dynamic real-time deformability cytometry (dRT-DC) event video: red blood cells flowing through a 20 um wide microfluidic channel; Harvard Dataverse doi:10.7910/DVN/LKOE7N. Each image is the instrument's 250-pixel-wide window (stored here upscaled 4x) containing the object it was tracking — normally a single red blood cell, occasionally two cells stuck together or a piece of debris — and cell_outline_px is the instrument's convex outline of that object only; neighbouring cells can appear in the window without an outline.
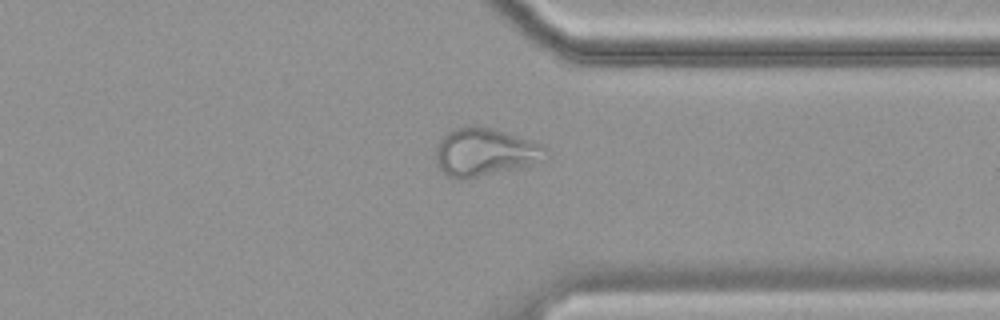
{"species": "common noctule bat (a hibernating species)", "species_latin": "Nyctalus noctula", "temperature_condition": "cold", "stored_images_in_passage": 53, "camera_frame_rate_fps": 3000, "um_per_image_px": 0.085, "animal": {"sex": "female", "body_mass_g": 19.9}, "frame": {"image": 1, "passage_image": 40, "time_ms": 13.0, "image_size_px": [1000, 320], "cell_outline_px": [[548, 148], [544, 160], [520, 168], [460, 180], [448, 176], [436, 164], [436, 144], [448, 132], [456, 128], [468, 124], [476, 124], [492, 128], [532, 140]], "centroid_in_image_um": [41.21, 12.91], "position_along_channel_um": 370.2, "area_um2": 30.98}}
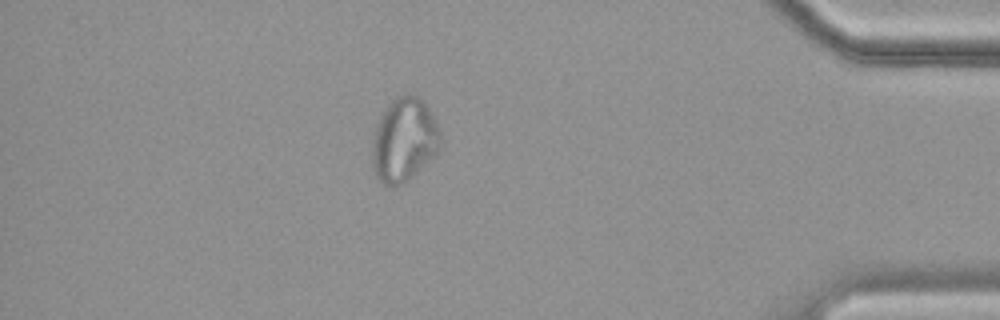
{"frame": {"image": 2, "passage_image": 46, "time_ms": 15.0, "image_size_px": [1000, 320], "cell_outline_px": [[440, 152], [400, 184], [392, 188], [384, 184], [376, 176], [372, 168], [372, 140], [380, 116], [388, 104], [396, 96], [408, 92], [416, 96], [428, 108], [440, 132]], "centroid_in_image_um": [34.32, 11.89], "position_along_channel_um": 400.9, "area_um2": 33.06}}